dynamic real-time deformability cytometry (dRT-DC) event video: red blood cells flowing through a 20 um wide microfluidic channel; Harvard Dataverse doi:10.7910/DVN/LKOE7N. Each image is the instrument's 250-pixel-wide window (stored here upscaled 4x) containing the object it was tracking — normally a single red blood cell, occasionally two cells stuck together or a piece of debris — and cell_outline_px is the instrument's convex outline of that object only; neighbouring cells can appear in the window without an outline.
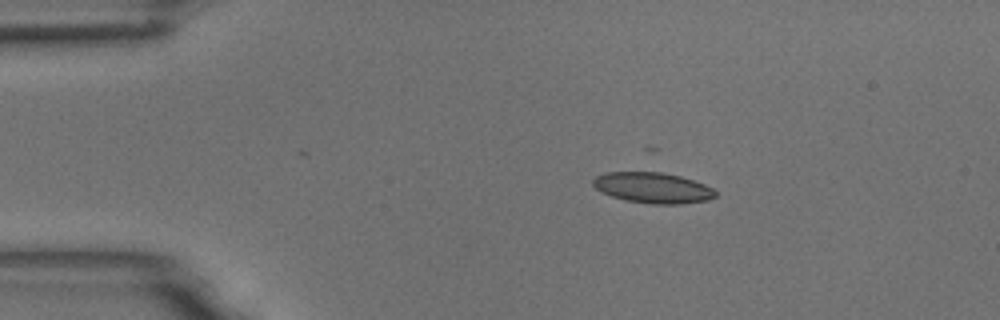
{"species": "common noctule bat (a hibernating species)", "species_latin": "Nyctalus noctula", "temperature_condition": "room temperature", "stored_images_in_passage": 5, "camera_frame_rate_fps": 3000, "um_per_image_px": 0.085, "animal": {"sex": "male", "body_mass_g": 18.8}, "frame": {"image": 1, "passage_image": 2, "time_ms": 0.333, "image_size_px": [1000, 320], "cell_outline_px": [[716, 196], [708, 200], [680, 204], [652, 204], [624, 200], [612, 196], [596, 188], [592, 184], [592, 180], [596, 176], [604, 172], [660, 172], [680, 176], [704, 184], [712, 188], [716, 192]], "centroid_in_image_um": [55.48, 15.96], "position_along_channel_um": 29.5, "area_um2": 21.79}}
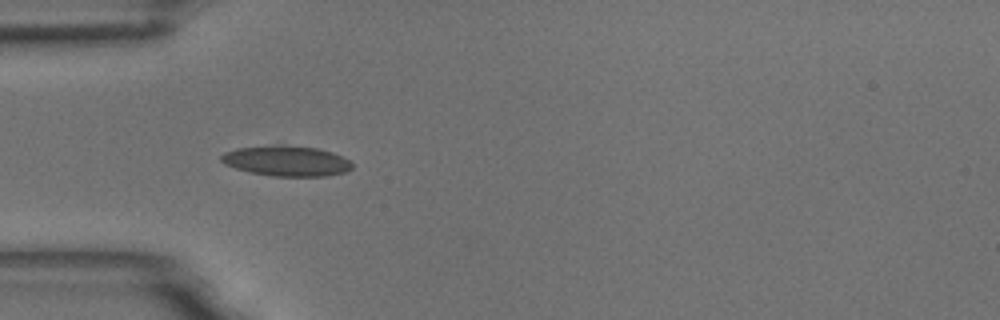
{"frame": {"image": 2, "passage_image": 4, "time_ms": 1.0, "image_size_px": [1000, 320], "cell_outline_px": [[352, 168], [344, 172], [328, 176], [272, 176], [252, 172], [236, 168], [224, 164], [220, 160], [220, 156], [224, 152], [236, 148], [272, 144], [276, 144], [316, 148], [332, 152], [348, 160], [352, 164]], "centroid_in_image_um": [24.31, 13.67], "position_along_channel_um": 60.7, "area_um2": 23.18}}
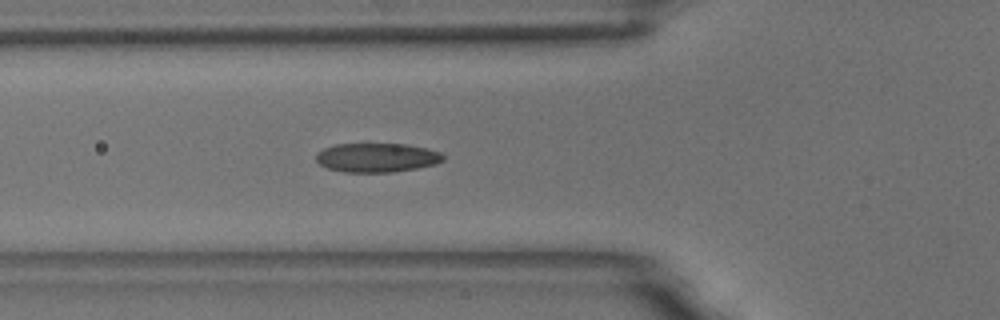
{"frame": {"image": 3, "passage_image": 5, "time_ms": 1.333, "image_size_px": [1000, 320], "cell_outline_px": [[444, 160], [436, 164], [416, 168], [392, 172], [344, 172], [328, 168], [320, 164], [316, 160], [316, 156], [324, 148], [336, 144], [364, 140], [404, 144], [428, 148], [440, 152], [444, 156]], "centroid_in_image_um": [32.03, 13.34], "position_along_channel_um": 93.8, "area_um2": 22.43}}